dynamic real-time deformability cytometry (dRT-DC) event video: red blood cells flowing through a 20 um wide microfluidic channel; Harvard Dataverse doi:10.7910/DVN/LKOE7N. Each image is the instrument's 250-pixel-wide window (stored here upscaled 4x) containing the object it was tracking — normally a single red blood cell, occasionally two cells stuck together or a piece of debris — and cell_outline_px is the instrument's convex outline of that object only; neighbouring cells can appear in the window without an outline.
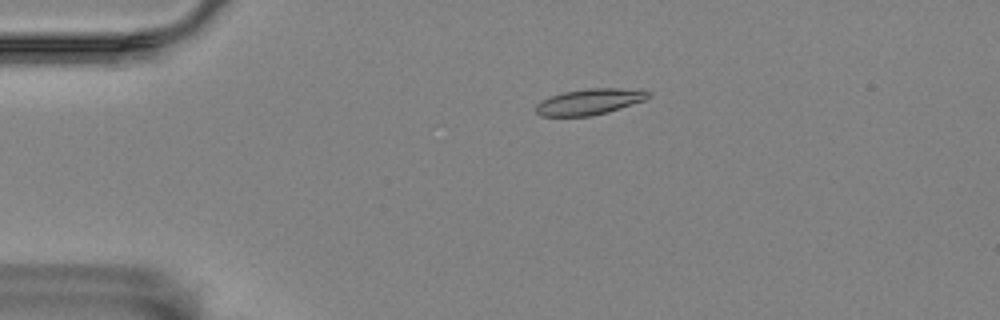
{"species": "Egyptian fruit bat (a non-hibernating species)", "species_latin": "Rousettus aegyptiacus", "temperature_condition": "room temperature", "stored_images_in_passage": 58, "camera_frame_rate_fps": 3000, "um_per_image_px": 0.085, "animal": {"sex": "female"}, "frame": {"image": 1, "passage_image": 13, "time_ms": 4.0, "image_size_px": [1000, 320], "cell_outline_px": [[652, 96], [644, 100], [608, 112], [592, 116], [540, 116], [536, 112], [536, 104], [540, 100], [564, 92], [588, 88], [620, 88], [648, 92]], "centroid_in_image_um": [50.06, 8.65], "position_along_channel_um": 34.9, "area_um2": 16.82}}
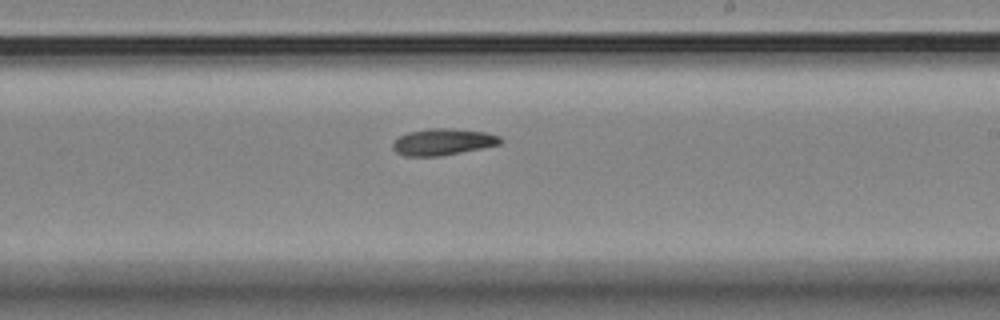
{"frame": {"image": 2, "passage_image": 35, "time_ms": 11.333, "image_size_px": [1000, 320], "cell_outline_px": [[504, 140], [500, 144], [440, 156], [404, 156], [396, 152], [392, 148], [392, 140], [408, 132], [432, 128], [452, 128], [488, 132], [500, 136]], "centroid_in_image_um": [37.63, 12.05], "position_along_channel_um": 251.4, "area_um2": 16.76}}
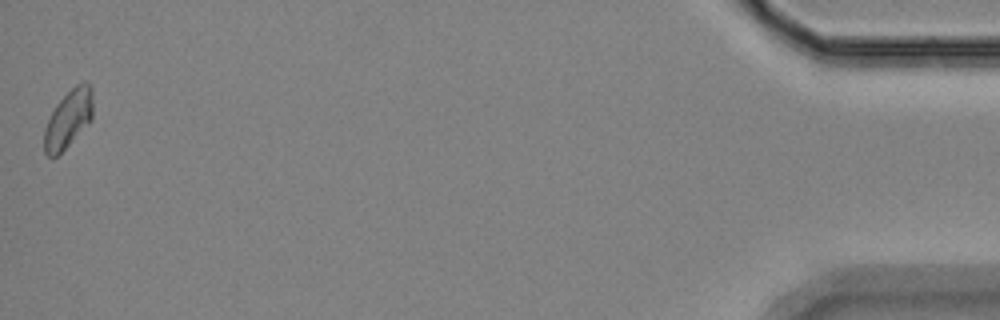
{"frame": {"image": 3, "passage_image": 58, "time_ms": 19.0, "image_size_px": [1000, 320], "cell_outline_px": [[92, 120], [56, 156], [48, 156], [44, 152], [44, 128], [56, 104], [76, 84], [84, 80], [88, 80], [92, 88]], "centroid_in_image_um": [5.82, 10.06], "position_along_channel_um": 429.4, "area_um2": 16.24}, "authors_computed_cell_mechanics": {"area_um2": 16.5308, "velocity_mm_per_s": 3.4908, "shape_relaxation_time_tau1_ms": 9.2329, "shape_relaxation_time_tau2_ms": 10.788, "deformation_change_tau1": 0.1526, "deformation_change_tau2": 0.1472}}